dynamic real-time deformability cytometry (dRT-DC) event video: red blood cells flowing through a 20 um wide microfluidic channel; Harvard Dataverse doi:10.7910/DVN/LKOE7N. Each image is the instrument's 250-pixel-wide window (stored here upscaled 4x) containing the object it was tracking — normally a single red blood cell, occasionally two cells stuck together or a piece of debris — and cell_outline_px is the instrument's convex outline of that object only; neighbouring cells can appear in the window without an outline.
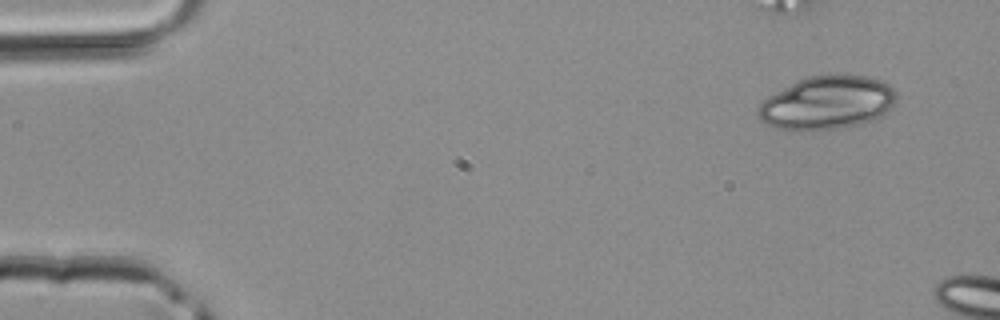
{"species": "common noctule bat (a hibernating species)", "species_latin": "Nyctalus noctula", "temperature_condition": "room temperature", "stored_images_in_passage": 2, "camera_frame_rate_fps": 3000, "um_per_image_px": 0.085, "animal": {"sex": "male", "body_mass_g": 20.4}, "frame": {"image": 1, "passage_image": 1, "time_ms": 0.0, "image_size_px": [1000, 320], "cell_outline_px": [[896, 100], [892, 108], [884, 116], [860, 124], [836, 128], [800, 132], [792, 132], [776, 128], [760, 120], [756, 108], [760, 100], [808, 76], [868, 76], [880, 80], [888, 84], [896, 92]], "centroid_in_image_um": [70.29, 8.78], "position_along_channel_um": 14.7, "area_um2": 43.18}}